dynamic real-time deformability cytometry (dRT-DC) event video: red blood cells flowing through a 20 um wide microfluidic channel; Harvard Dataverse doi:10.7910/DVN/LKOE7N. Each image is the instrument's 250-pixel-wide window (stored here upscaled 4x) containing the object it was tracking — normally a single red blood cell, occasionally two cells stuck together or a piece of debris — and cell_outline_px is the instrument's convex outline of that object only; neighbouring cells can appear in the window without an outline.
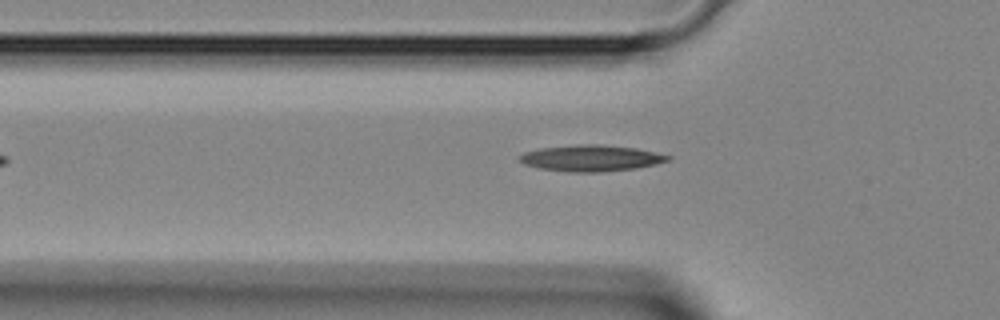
{"species": "Egyptian fruit bat (a non-hibernating species)", "species_latin": "Rousettus aegyptiacus", "temperature_condition": "room temperature", "stored_images_in_passage": 31, "camera_frame_rate_fps": 3000, "um_per_image_px": 0.085, "animal": {"sex": "female"}, "frame": {"image": 1, "passage_image": 2, "time_ms": 0.333, "image_size_px": [1000, 320], "cell_outline_px": [[672, 156], [668, 160], [656, 164], [636, 168], [600, 172], [568, 172], [540, 168], [524, 164], [516, 156], [524, 152], [540, 148], [580, 144], [600, 144], [636, 148]], "centroid_in_image_um": [50.21, 13.44], "position_along_channel_um": 75.6, "area_um2": 22.66}}
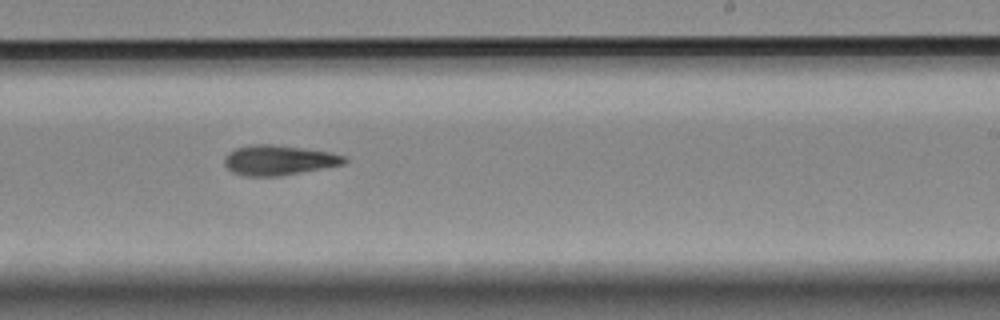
{"frame": {"image": 2, "passage_image": 14, "time_ms": 4.333, "image_size_px": [1000, 320], "cell_outline_px": [[348, 160], [344, 164], [280, 176], [244, 176], [232, 172], [224, 164], [224, 156], [228, 152], [236, 148], [252, 144], [272, 144], [332, 152], [344, 156]], "centroid_in_image_um": [23.67, 13.61], "position_along_channel_um": 265.3, "area_um2": 20.98}}
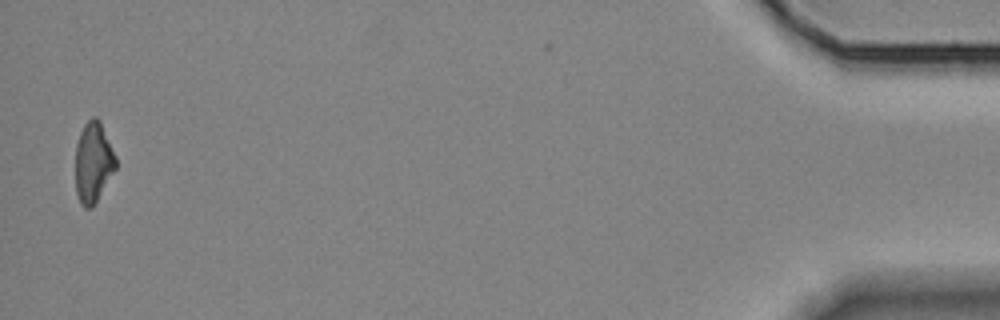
{"frame": {"image": 3, "passage_image": 30, "time_ms": 9.667, "image_size_px": [1000, 320], "cell_outline_px": [[116, 168], [92, 208], [84, 208], [80, 204], [76, 192], [76, 144], [80, 132], [84, 124], [92, 116], [96, 116], [100, 120], [116, 156]], "centroid_in_image_um": [7.92, 13.79], "position_along_channel_um": 427.3, "area_um2": 18.96}}